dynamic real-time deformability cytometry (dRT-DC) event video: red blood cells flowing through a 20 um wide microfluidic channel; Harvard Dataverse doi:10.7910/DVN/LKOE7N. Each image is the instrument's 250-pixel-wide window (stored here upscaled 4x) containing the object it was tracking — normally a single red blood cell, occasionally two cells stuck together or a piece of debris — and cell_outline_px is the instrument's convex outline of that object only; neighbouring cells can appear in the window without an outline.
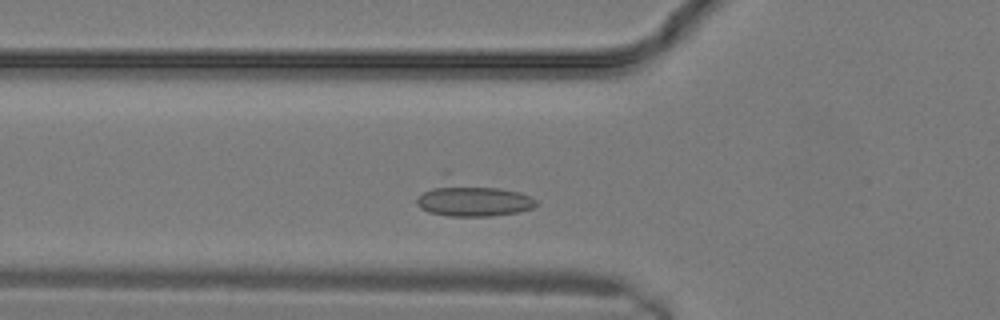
{"species": "common noctule bat (a hibernating species)", "species_latin": "Nyctalus noctula", "temperature_condition": "warm", "stored_images_in_passage": 4, "camera_frame_rate_fps": 3000, "um_per_image_px": 0.085, "animal": {"sex": "male", "body_mass_g": 19.2, "forearm_length_mm": 51.8}, "frame": {"image": 1, "passage_image": 2, "time_ms": 0.333, "image_size_px": [1000, 320], "cell_outline_px": [[536, 204], [532, 208], [520, 212], [492, 216], [448, 216], [428, 212], [420, 208], [416, 204], [416, 200], [444, 168], [520, 192], [532, 196], [536, 200]], "centroid_in_image_um": [40.04, 16.76], "position_along_channel_um": 85.8, "area_um2": 26.53}}
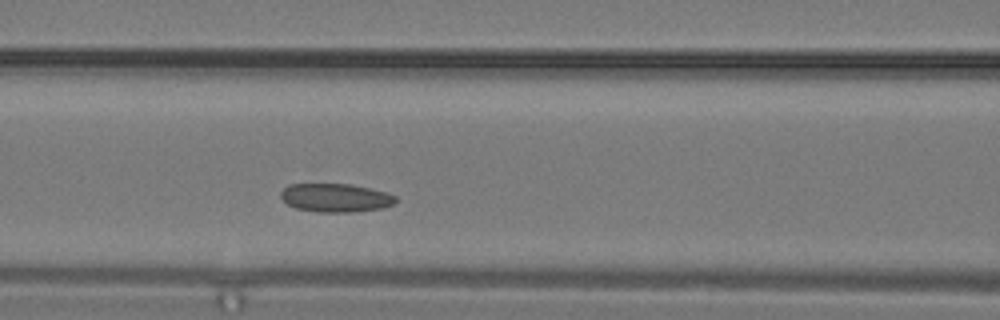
{"frame": {"image": 2, "passage_image": 4, "time_ms": 1.0, "image_size_px": [1000, 320], "cell_outline_px": [[400, 200], [396, 204], [384, 208], [348, 212], [316, 212], [296, 208], [288, 204], [280, 196], [280, 192], [288, 184], [352, 184], [372, 188], [396, 196]], "centroid_in_image_um": [28.57, 16.81], "position_along_channel_um": 138.0, "area_um2": 19.31}}